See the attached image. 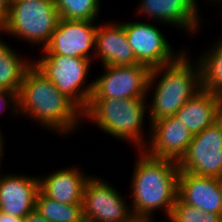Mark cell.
Listing matches in <instances>:
<instances>
[{
    "label": "cell",
    "instance_id": "cell-1",
    "mask_svg": "<svg viewBox=\"0 0 222 222\" xmlns=\"http://www.w3.org/2000/svg\"><path fill=\"white\" fill-rule=\"evenodd\" d=\"M18 114L49 131L68 135L79 129L83 112L33 64L24 74L18 94Z\"/></svg>",
    "mask_w": 222,
    "mask_h": 222
},
{
    "label": "cell",
    "instance_id": "cell-2",
    "mask_svg": "<svg viewBox=\"0 0 222 222\" xmlns=\"http://www.w3.org/2000/svg\"><path fill=\"white\" fill-rule=\"evenodd\" d=\"M137 151L131 180L132 213L153 217L156 210H161L168 219L178 194V164L152 157L143 149Z\"/></svg>",
    "mask_w": 222,
    "mask_h": 222
},
{
    "label": "cell",
    "instance_id": "cell-3",
    "mask_svg": "<svg viewBox=\"0 0 222 222\" xmlns=\"http://www.w3.org/2000/svg\"><path fill=\"white\" fill-rule=\"evenodd\" d=\"M187 55L189 53L184 50L174 62L151 69L148 96L151 94L150 91L155 90L153 96H149L152 97L149 113H147L149 122L175 115L191 97L202 89L199 62L196 59L191 63ZM157 77H160L159 82Z\"/></svg>",
    "mask_w": 222,
    "mask_h": 222
},
{
    "label": "cell",
    "instance_id": "cell-4",
    "mask_svg": "<svg viewBox=\"0 0 222 222\" xmlns=\"http://www.w3.org/2000/svg\"><path fill=\"white\" fill-rule=\"evenodd\" d=\"M146 99H89L83 121L91 120L101 131L115 139L129 142L137 150L143 149L148 143L143 132L146 109L149 108Z\"/></svg>",
    "mask_w": 222,
    "mask_h": 222
},
{
    "label": "cell",
    "instance_id": "cell-5",
    "mask_svg": "<svg viewBox=\"0 0 222 222\" xmlns=\"http://www.w3.org/2000/svg\"><path fill=\"white\" fill-rule=\"evenodd\" d=\"M59 19L54 0H13L4 20V34L32 46L41 44L44 49Z\"/></svg>",
    "mask_w": 222,
    "mask_h": 222
},
{
    "label": "cell",
    "instance_id": "cell-6",
    "mask_svg": "<svg viewBox=\"0 0 222 222\" xmlns=\"http://www.w3.org/2000/svg\"><path fill=\"white\" fill-rule=\"evenodd\" d=\"M92 62L86 58L43 55L38 60L34 59L33 65L84 112L93 90V80L89 84L86 82Z\"/></svg>",
    "mask_w": 222,
    "mask_h": 222
},
{
    "label": "cell",
    "instance_id": "cell-7",
    "mask_svg": "<svg viewBox=\"0 0 222 222\" xmlns=\"http://www.w3.org/2000/svg\"><path fill=\"white\" fill-rule=\"evenodd\" d=\"M103 75L93 80L90 99L148 98L151 69L144 64L103 66Z\"/></svg>",
    "mask_w": 222,
    "mask_h": 222
},
{
    "label": "cell",
    "instance_id": "cell-8",
    "mask_svg": "<svg viewBox=\"0 0 222 222\" xmlns=\"http://www.w3.org/2000/svg\"><path fill=\"white\" fill-rule=\"evenodd\" d=\"M82 209L85 222H125L133 214L113 184L93 175L83 191Z\"/></svg>",
    "mask_w": 222,
    "mask_h": 222
},
{
    "label": "cell",
    "instance_id": "cell-9",
    "mask_svg": "<svg viewBox=\"0 0 222 222\" xmlns=\"http://www.w3.org/2000/svg\"><path fill=\"white\" fill-rule=\"evenodd\" d=\"M177 164L183 172L222 178V132L216 122L192 137L185 154Z\"/></svg>",
    "mask_w": 222,
    "mask_h": 222
},
{
    "label": "cell",
    "instance_id": "cell-10",
    "mask_svg": "<svg viewBox=\"0 0 222 222\" xmlns=\"http://www.w3.org/2000/svg\"><path fill=\"white\" fill-rule=\"evenodd\" d=\"M126 38L136 60L150 69L174 62L184 51L174 53V47L166 40L161 30L149 22H121Z\"/></svg>",
    "mask_w": 222,
    "mask_h": 222
},
{
    "label": "cell",
    "instance_id": "cell-11",
    "mask_svg": "<svg viewBox=\"0 0 222 222\" xmlns=\"http://www.w3.org/2000/svg\"><path fill=\"white\" fill-rule=\"evenodd\" d=\"M94 22L60 18L48 44L42 49L43 55H63L93 61L98 28Z\"/></svg>",
    "mask_w": 222,
    "mask_h": 222
},
{
    "label": "cell",
    "instance_id": "cell-12",
    "mask_svg": "<svg viewBox=\"0 0 222 222\" xmlns=\"http://www.w3.org/2000/svg\"><path fill=\"white\" fill-rule=\"evenodd\" d=\"M150 133L143 150L156 158L178 162L185 154L193 135L176 115L149 123Z\"/></svg>",
    "mask_w": 222,
    "mask_h": 222
},
{
    "label": "cell",
    "instance_id": "cell-13",
    "mask_svg": "<svg viewBox=\"0 0 222 222\" xmlns=\"http://www.w3.org/2000/svg\"><path fill=\"white\" fill-rule=\"evenodd\" d=\"M198 0H141L136 9L137 14L150 17L178 29L196 33L203 21L200 19Z\"/></svg>",
    "mask_w": 222,
    "mask_h": 222
},
{
    "label": "cell",
    "instance_id": "cell-14",
    "mask_svg": "<svg viewBox=\"0 0 222 222\" xmlns=\"http://www.w3.org/2000/svg\"><path fill=\"white\" fill-rule=\"evenodd\" d=\"M39 177L14 174L0 176V211L24 218L35 210Z\"/></svg>",
    "mask_w": 222,
    "mask_h": 222
},
{
    "label": "cell",
    "instance_id": "cell-15",
    "mask_svg": "<svg viewBox=\"0 0 222 222\" xmlns=\"http://www.w3.org/2000/svg\"><path fill=\"white\" fill-rule=\"evenodd\" d=\"M177 196L185 203L204 212L222 216V191L220 178L196 176L179 172Z\"/></svg>",
    "mask_w": 222,
    "mask_h": 222
},
{
    "label": "cell",
    "instance_id": "cell-16",
    "mask_svg": "<svg viewBox=\"0 0 222 222\" xmlns=\"http://www.w3.org/2000/svg\"><path fill=\"white\" fill-rule=\"evenodd\" d=\"M98 25L95 42V59L103 66H124L139 64L129 45L124 27L119 22H105Z\"/></svg>",
    "mask_w": 222,
    "mask_h": 222
},
{
    "label": "cell",
    "instance_id": "cell-17",
    "mask_svg": "<svg viewBox=\"0 0 222 222\" xmlns=\"http://www.w3.org/2000/svg\"><path fill=\"white\" fill-rule=\"evenodd\" d=\"M89 174L78 167H67L47 176H39V190L48 198L64 204H82Z\"/></svg>",
    "mask_w": 222,
    "mask_h": 222
},
{
    "label": "cell",
    "instance_id": "cell-18",
    "mask_svg": "<svg viewBox=\"0 0 222 222\" xmlns=\"http://www.w3.org/2000/svg\"><path fill=\"white\" fill-rule=\"evenodd\" d=\"M221 102L222 95L201 89L175 115L194 136L216 121V110Z\"/></svg>",
    "mask_w": 222,
    "mask_h": 222
},
{
    "label": "cell",
    "instance_id": "cell-19",
    "mask_svg": "<svg viewBox=\"0 0 222 222\" xmlns=\"http://www.w3.org/2000/svg\"><path fill=\"white\" fill-rule=\"evenodd\" d=\"M0 38V89L19 94L27 69L33 64ZM28 60H26V59Z\"/></svg>",
    "mask_w": 222,
    "mask_h": 222
},
{
    "label": "cell",
    "instance_id": "cell-20",
    "mask_svg": "<svg viewBox=\"0 0 222 222\" xmlns=\"http://www.w3.org/2000/svg\"><path fill=\"white\" fill-rule=\"evenodd\" d=\"M203 53L197 59L201 69V88L222 95V38Z\"/></svg>",
    "mask_w": 222,
    "mask_h": 222
},
{
    "label": "cell",
    "instance_id": "cell-21",
    "mask_svg": "<svg viewBox=\"0 0 222 222\" xmlns=\"http://www.w3.org/2000/svg\"><path fill=\"white\" fill-rule=\"evenodd\" d=\"M35 209L49 222H85L82 204H64L46 197L40 190Z\"/></svg>",
    "mask_w": 222,
    "mask_h": 222
},
{
    "label": "cell",
    "instance_id": "cell-22",
    "mask_svg": "<svg viewBox=\"0 0 222 222\" xmlns=\"http://www.w3.org/2000/svg\"><path fill=\"white\" fill-rule=\"evenodd\" d=\"M101 0H54L59 17L68 20L97 21Z\"/></svg>",
    "mask_w": 222,
    "mask_h": 222
},
{
    "label": "cell",
    "instance_id": "cell-23",
    "mask_svg": "<svg viewBox=\"0 0 222 222\" xmlns=\"http://www.w3.org/2000/svg\"><path fill=\"white\" fill-rule=\"evenodd\" d=\"M167 220L171 222H222V216L204 212L183 202L178 196Z\"/></svg>",
    "mask_w": 222,
    "mask_h": 222
},
{
    "label": "cell",
    "instance_id": "cell-24",
    "mask_svg": "<svg viewBox=\"0 0 222 222\" xmlns=\"http://www.w3.org/2000/svg\"><path fill=\"white\" fill-rule=\"evenodd\" d=\"M9 110L11 115H18V94L0 89V113L5 111V109Z\"/></svg>",
    "mask_w": 222,
    "mask_h": 222
},
{
    "label": "cell",
    "instance_id": "cell-25",
    "mask_svg": "<svg viewBox=\"0 0 222 222\" xmlns=\"http://www.w3.org/2000/svg\"><path fill=\"white\" fill-rule=\"evenodd\" d=\"M23 222H49L35 209L23 218Z\"/></svg>",
    "mask_w": 222,
    "mask_h": 222
},
{
    "label": "cell",
    "instance_id": "cell-26",
    "mask_svg": "<svg viewBox=\"0 0 222 222\" xmlns=\"http://www.w3.org/2000/svg\"><path fill=\"white\" fill-rule=\"evenodd\" d=\"M154 220L150 216L132 214L125 222H154Z\"/></svg>",
    "mask_w": 222,
    "mask_h": 222
},
{
    "label": "cell",
    "instance_id": "cell-27",
    "mask_svg": "<svg viewBox=\"0 0 222 222\" xmlns=\"http://www.w3.org/2000/svg\"><path fill=\"white\" fill-rule=\"evenodd\" d=\"M9 0H0V16L5 20L8 16L9 12V6H10Z\"/></svg>",
    "mask_w": 222,
    "mask_h": 222
},
{
    "label": "cell",
    "instance_id": "cell-28",
    "mask_svg": "<svg viewBox=\"0 0 222 222\" xmlns=\"http://www.w3.org/2000/svg\"><path fill=\"white\" fill-rule=\"evenodd\" d=\"M0 222H23V218L13 217L0 211Z\"/></svg>",
    "mask_w": 222,
    "mask_h": 222
},
{
    "label": "cell",
    "instance_id": "cell-29",
    "mask_svg": "<svg viewBox=\"0 0 222 222\" xmlns=\"http://www.w3.org/2000/svg\"><path fill=\"white\" fill-rule=\"evenodd\" d=\"M218 126L221 129L222 132V102L220 103V105L218 106L217 110H216V121H215Z\"/></svg>",
    "mask_w": 222,
    "mask_h": 222
},
{
    "label": "cell",
    "instance_id": "cell-30",
    "mask_svg": "<svg viewBox=\"0 0 222 222\" xmlns=\"http://www.w3.org/2000/svg\"><path fill=\"white\" fill-rule=\"evenodd\" d=\"M4 136L2 135V132H1V129H0V168H1V162L3 161L2 159V157H3V155H4V138H3Z\"/></svg>",
    "mask_w": 222,
    "mask_h": 222
},
{
    "label": "cell",
    "instance_id": "cell-31",
    "mask_svg": "<svg viewBox=\"0 0 222 222\" xmlns=\"http://www.w3.org/2000/svg\"><path fill=\"white\" fill-rule=\"evenodd\" d=\"M0 34L2 35L4 34V19L1 16H0ZM0 38H2V36Z\"/></svg>",
    "mask_w": 222,
    "mask_h": 222
},
{
    "label": "cell",
    "instance_id": "cell-32",
    "mask_svg": "<svg viewBox=\"0 0 222 222\" xmlns=\"http://www.w3.org/2000/svg\"><path fill=\"white\" fill-rule=\"evenodd\" d=\"M213 1H214V2L216 1L215 3H218V4L220 3V6H221V4H222V0H212L211 2H213ZM221 7H222V6H221ZM221 11H222V10H221Z\"/></svg>",
    "mask_w": 222,
    "mask_h": 222
},
{
    "label": "cell",
    "instance_id": "cell-33",
    "mask_svg": "<svg viewBox=\"0 0 222 222\" xmlns=\"http://www.w3.org/2000/svg\"><path fill=\"white\" fill-rule=\"evenodd\" d=\"M220 187H221V191H222V178H220Z\"/></svg>",
    "mask_w": 222,
    "mask_h": 222
}]
</instances>
